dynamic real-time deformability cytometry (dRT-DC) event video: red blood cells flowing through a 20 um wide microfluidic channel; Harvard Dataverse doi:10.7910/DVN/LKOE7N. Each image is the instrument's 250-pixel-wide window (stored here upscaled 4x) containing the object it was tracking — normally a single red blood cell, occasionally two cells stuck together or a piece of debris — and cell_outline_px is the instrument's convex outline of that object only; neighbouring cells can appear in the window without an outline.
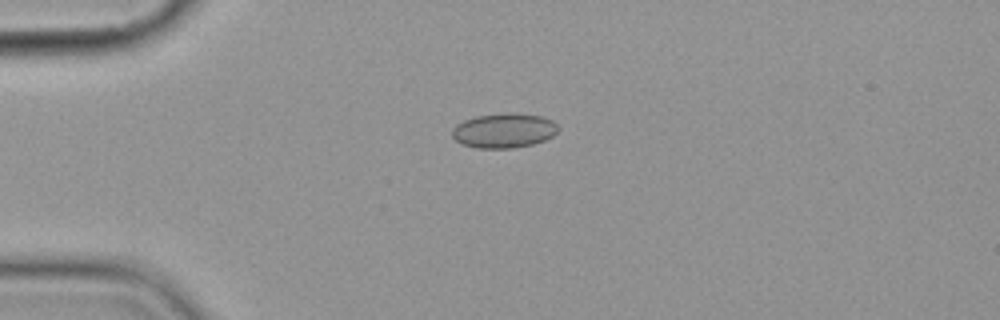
{"species": "common noctule bat (a hibernating species)", "species_latin": "Nyctalus noctula", "temperature_condition": "cold", "stored_images_in_passage": 2, "camera_frame_rate_fps": 3000, "um_per_image_px": 0.085, "animal": {"sex": "female", "body_mass_g": 19.9}, "frame": {"image": 1, "passage_image": 1, "time_ms": 0.0, "image_size_px": [1000, 320], "cell_outline_px": [[560, 128], [552, 136], [544, 140], [532, 144], [512, 148], [476, 148], [460, 144], [452, 136], [452, 128], [456, 124], [464, 120], [476, 116], [516, 112], [540, 116], [552, 120]], "centroid_in_image_um": [42.81, 11.1], "position_along_channel_um": 42.2, "area_um2": 21.44}}